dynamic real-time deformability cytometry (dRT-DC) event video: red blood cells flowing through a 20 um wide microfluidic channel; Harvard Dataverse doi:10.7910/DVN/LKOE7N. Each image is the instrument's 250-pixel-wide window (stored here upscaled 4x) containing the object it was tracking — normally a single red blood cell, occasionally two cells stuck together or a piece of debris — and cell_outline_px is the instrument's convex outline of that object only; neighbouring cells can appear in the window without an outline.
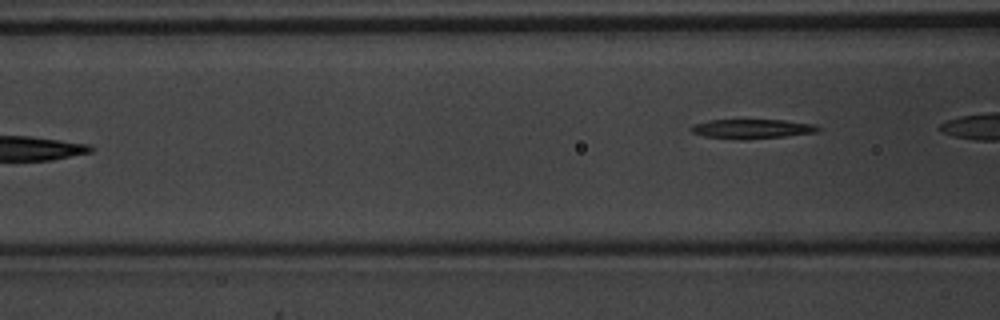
{"species": "common noctule bat (a hibernating species)", "species_latin": "Nyctalus noctula", "temperature_condition": "warm", "stored_images_in_passage": 6, "camera_frame_rate_fps": 3000, "um_per_image_px": 0.085, "animal": {"sex": "male", "body_mass_g": 20.1, "forearm_length_mm": 53.5}, "frame": {"image": 1, "passage_image": 6, "time_ms": 1.667, "image_size_px": [1000, 320], "cell_outline_px": [[820, 128], [816, 132], [784, 136], [744, 140], [740, 140], [704, 136], [692, 132], [688, 128], [692, 124], [708, 120], [784, 120], [812, 124]], "centroid_in_image_um": [63.83, 10.95], "position_along_channel_um": 102.8, "area_um2": 14.33}}